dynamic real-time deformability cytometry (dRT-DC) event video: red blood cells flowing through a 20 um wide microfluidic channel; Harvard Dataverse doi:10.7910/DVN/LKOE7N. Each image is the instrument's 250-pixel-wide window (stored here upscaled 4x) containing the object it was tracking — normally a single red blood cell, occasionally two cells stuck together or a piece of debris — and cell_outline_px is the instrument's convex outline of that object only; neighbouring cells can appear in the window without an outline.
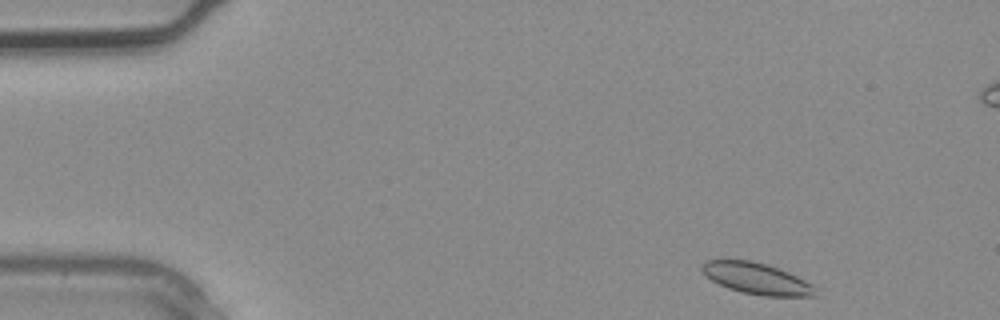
{"species": "common noctule bat (a hibernating species)", "species_latin": "Nyctalus noctula", "temperature_condition": "warm", "stored_images_in_passage": 4, "camera_frame_rate_fps": 3000, "um_per_image_px": 0.085, "animal": {"sex": "male", "body_mass_g": 20.4}, "frame": {"image": 1, "passage_image": 4, "time_ms": 1.0, "image_size_px": [1000, 320], "cell_outline_px": [[820, 288], [816, 296], [764, 296], [744, 292], [728, 288], [704, 276], [700, 268], [704, 260], [752, 260], [768, 264], [788, 272]], "centroid_in_image_um": [64.33, 23.67], "position_along_channel_um": 20.7, "area_um2": 20.87}}